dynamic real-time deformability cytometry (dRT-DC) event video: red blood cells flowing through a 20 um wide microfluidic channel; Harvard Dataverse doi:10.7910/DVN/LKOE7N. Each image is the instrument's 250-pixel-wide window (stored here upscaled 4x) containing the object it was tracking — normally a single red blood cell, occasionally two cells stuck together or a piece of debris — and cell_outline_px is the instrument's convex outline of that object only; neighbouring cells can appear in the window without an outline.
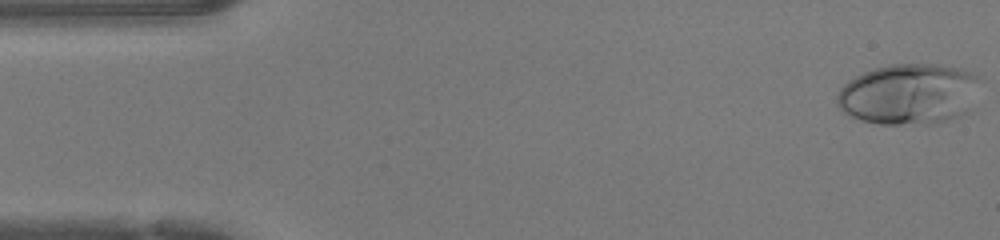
{"species": "human", "species_latin": "Homo sapiens", "temperature_condition": "warm", "stored_images_in_passage": 47, "camera_frame_rate_fps": 3000, "um_per_image_px": 0.085, "donor": {"sex": "female"}, "frame": {"image": 1, "passage_image": 1, "time_ms": 0.0, "image_size_px": [1000, 240], "cell_outline_px": [[976, 76], [968, 112], [960, 116], [948, 120], [928, 124], [880, 124], [860, 120], [844, 112], [836, 104], [836, 96], [840, 88], [848, 80], [864, 72], [888, 64], [940, 64], [972, 72]], "centroid_in_image_um": [77.16, 8.0], "position_along_channel_um": 7.8, "area_um2": 50.17}}
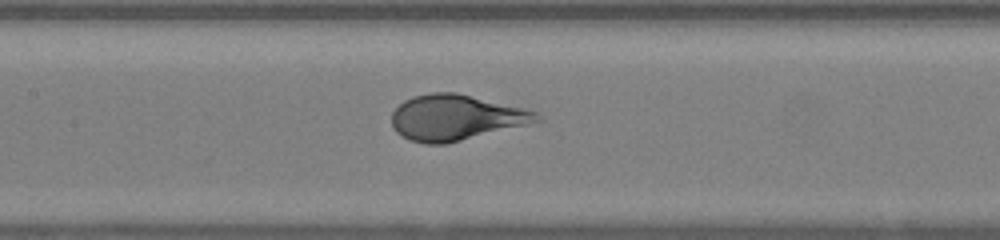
{"frame": {"image": 2, "passage_image": 21, "time_ms": 6.667, "image_size_px": [1000, 240], "cell_outline_px": [[544, 120], [444, 144], [424, 144], [412, 140], [396, 132], [392, 128], [392, 112], [404, 100], [412, 96], [432, 92], [456, 92], [524, 108], [536, 112]], "centroid_in_image_um": [38.72, 9.98], "position_along_channel_um": 168.7, "area_um2": 38.21}}
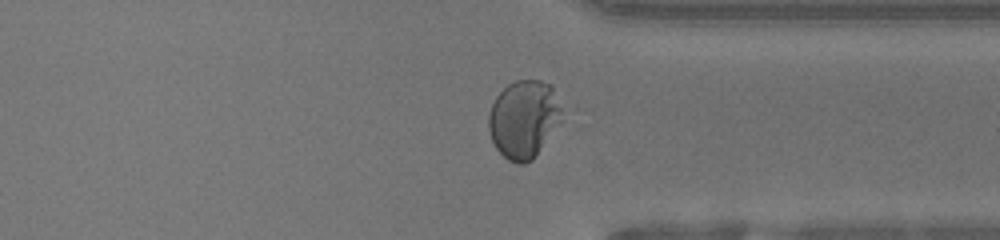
{"frame": {"image": 3, "passage_image": 35, "time_ms": 11.333, "image_size_px": [1000, 240], "cell_outline_px": [[564, 120], [532, 160], [524, 164], [516, 164], [508, 160], [496, 148], [492, 140], [488, 128], [488, 116], [492, 104], [496, 96], [508, 84], [516, 80], [540, 80], [552, 84]], "centroid_in_image_um": [44.54, 10.13], "position_along_channel_um": 366.9, "area_um2": 33.52}, "authors_computed_cell_mechanics": {"area_um2": 39.1306, "velocity_mm_per_s": 4.2791, "shape_relaxation_time_tau1_ms": 5.1717, "shape_relaxation_time_tau2_ms": null, "deformation_change_tau1": 0.2835, "deformation_change_tau2": null}}